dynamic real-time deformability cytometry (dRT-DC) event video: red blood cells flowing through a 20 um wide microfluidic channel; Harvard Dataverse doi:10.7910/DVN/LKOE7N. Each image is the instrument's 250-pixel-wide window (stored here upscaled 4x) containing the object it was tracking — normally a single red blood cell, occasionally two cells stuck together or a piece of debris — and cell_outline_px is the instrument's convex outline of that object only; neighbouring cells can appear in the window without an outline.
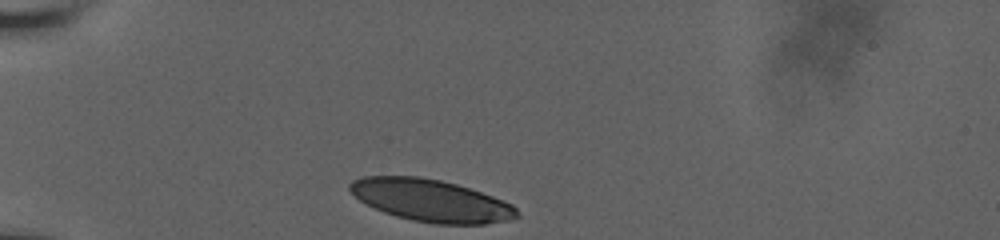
{"species": "human", "species_latin": "Homo sapiens", "temperature_condition": "room temperature", "stored_images_in_passage": 32, "camera_frame_rate_fps": 3000, "um_per_image_px": 0.085, "donor": {"sex": "male"}, "frame": {"image": 1, "passage_image": 1, "time_ms": 0.0, "image_size_px": [1000, 240], "cell_outline_px": [[520, 216], [516, 220], [484, 224], [436, 224], [412, 220], [396, 216], [384, 212], [360, 200], [348, 188], [348, 184], [352, 180], [364, 176], [416, 176], [440, 180], [456, 184], [492, 196], [512, 204], [516, 208]], "centroid_in_image_um": [36.67, 17.05], "position_along_channel_um": 48.3, "area_um2": 40.98}}
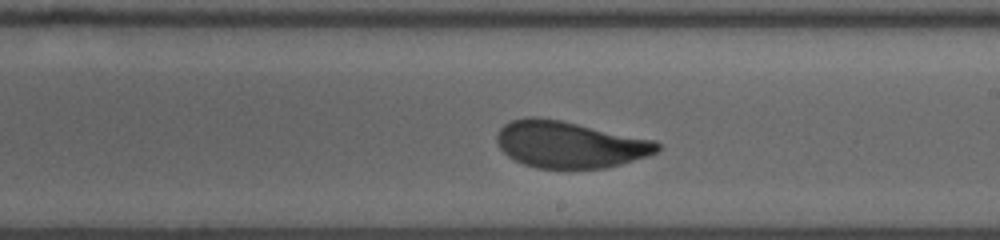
{"frame": {"image": 2, "passage_image": 19, "time_ms": 6.0, "image_size_px": [1000, 240], "cell_outline_px": [[660, 148], [656, 152], [648, 156], [620, 164], [604, 168], [536, 168], [524, 164], [508, 156], [500, 148], [496, 140], [496, 136], [500, 128], [504, 124], [512, 120], [532, 116], [536, 116], [560, 120], [656, 140], [660, 144]], "centroid_in_image_um": [48.42, 12.28], "position_along_channel_um": 240.6, "area_um2": 43.52}}
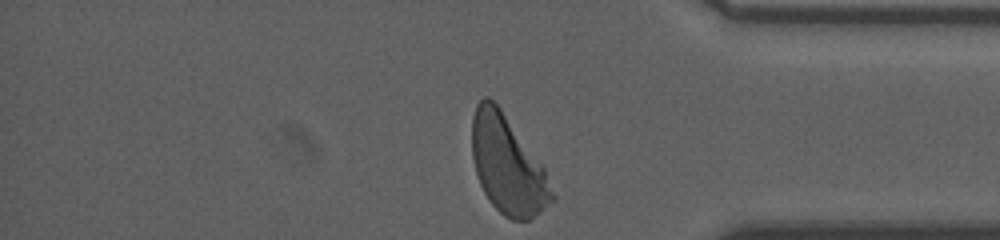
{"frame": {"image": 3, "passage_image": 32, "time_ms": 10.333, "image_size_px": [1000, 240], "cell_outline_px": [[556, 200], [540, 212], [528, 220], [512, 220], [504, 216], [488, 200], [480, 184], [476, 172], [472, 156], [472, 116], [476, 104], [484, 96], [488, 96], [500, 108], [544, 168], [556, 196]], "centroid_in_image_um": [43.14, 14.05], "position_along_channel_um": 392.1, "area_um2": 45.37}, "authors_computed_cell_mechanics": {"area_um2": 43.9569, "velocity_mm_per_s": 3.781, "shape_relaxation_time_tau1_ms": 4.3836, "shape_relaxation_time_tau2_ms": null, "deformation_change_tau1": 0.18, "deformation_change_tau2": null}}